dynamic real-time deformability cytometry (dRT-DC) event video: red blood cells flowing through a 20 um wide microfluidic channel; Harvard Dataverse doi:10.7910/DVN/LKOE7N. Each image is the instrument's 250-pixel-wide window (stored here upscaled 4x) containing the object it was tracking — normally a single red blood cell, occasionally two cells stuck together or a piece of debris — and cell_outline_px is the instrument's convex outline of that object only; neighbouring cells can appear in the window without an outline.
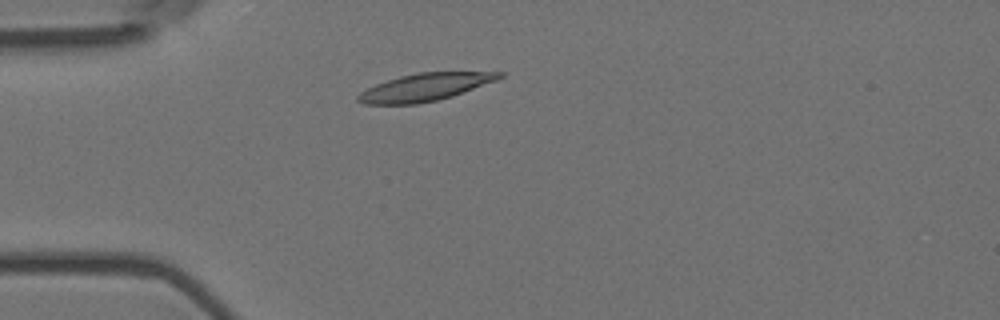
{"species": "Egyptian fruit bat (a non-hibernating species)", "species_latin": "Rousettus aegyptiacus", "temperature_condition": "room temperature", "stored_images_in_passage": 5, "camera_frame_rate_fps": 3000, "um_per_image_px": 0.085, "animal": {"sex": "female"}, "frame": {"image": 1, "passage_image": 3, "time_ms": 0.667, "image_size_px": [1000, 320], "cell_outline_px": [[504, 76], [496, 80], [452, 96], [436, 100], [416, 104], [364, 104], [356, 100], [356, 96], [360, 92], [376, 84], [400, 76], [416, 72], [504, 72]], "centroid_in_image_um": [36.09, 7.41], "position_along_channel_um": 48.9, "area_um2": 22.43}}
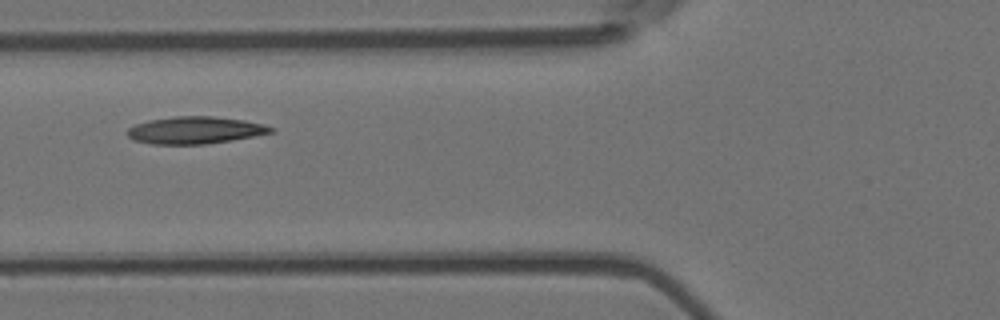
{"frame": {"image": 2, "passage_image": 5, "time_ms": 1.333, "image_size_px": [1000, 320], "cell_outline_px": [[276, 132], [232, 140], [204, 144], [152, 144], [132, 140], [124, 132], [128, 128], [136, 124], [148, 120], [176, 116], [212, 116], [244, 120], [264, 124], [276, 128]], "centroid_in_image_um": [16.59, 11.06], "position_along_channel_um": 109.2, "area_um2": 22.95}}